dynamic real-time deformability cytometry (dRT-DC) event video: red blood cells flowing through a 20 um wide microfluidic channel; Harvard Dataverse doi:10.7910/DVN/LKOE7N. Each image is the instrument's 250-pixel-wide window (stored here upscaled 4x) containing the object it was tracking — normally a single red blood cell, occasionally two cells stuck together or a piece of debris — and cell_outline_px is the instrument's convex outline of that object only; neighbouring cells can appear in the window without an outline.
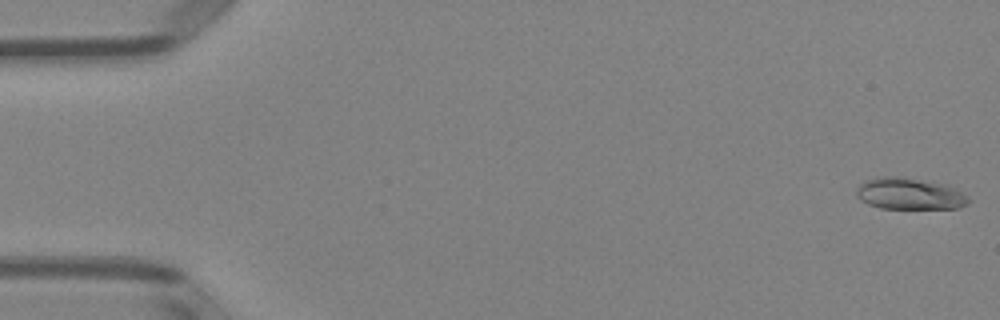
{"species": "Egyptian fruit bat (a non-hibernating species)", "species_latin": "Rousettus aegyptiacus", "temperature_condition": "room temperature", "stored_images_in_passage": 51, "camera_frame_rate_fps": 3000, "um_per_image_px": 0.085, "animal": {"sex": "female"}, "frame": {"image": 1, "passage_image": 1, "time_ms": 0.0, "image_size_px": [1000, 320], "cell_outline_px": [[972, 200], [968, 204], [956, 208], [880, 208], [868, 204], [860, 200], [856, 196], [856, 188], [864, 180], [876, 176], [904, 176], [948, 184]], "centroid_in_image_um": [77.28, 16.44], "position_along_channel_um": 7.7, "area_um2": 20.98}}
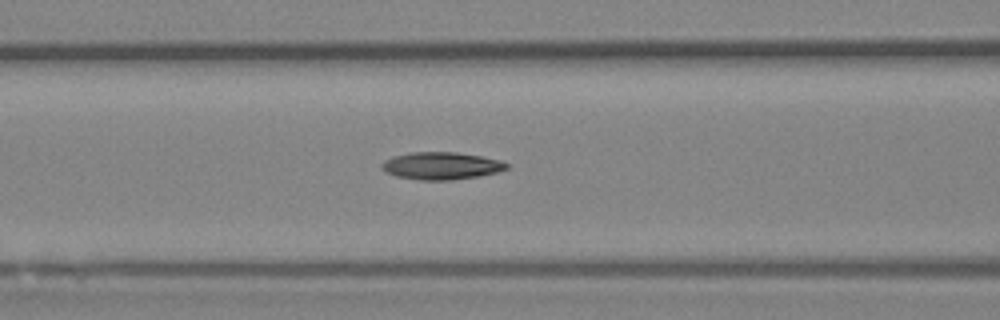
{"frame": {"image": 2, "passage_image": 21, "time_ms": 6.667, "image_size_px": [1000, 320], "cell_outline_px": [[512, 164], [508, 168], [496, 172], [480, 176], [452, 180], [420, 180], [396, 176], [384, 172], [380, 168], [380, 164], [384, 160], [408, 152], [456, 152], [480, 156], [500, 160]], "centroid_in_image_um": [37.5, 14.09], "position_along_channel_um": 129.1, "area_um2": 20.11}}
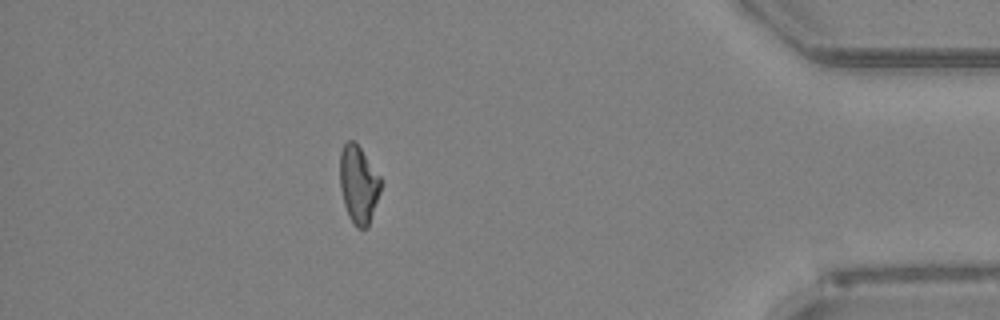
{"frame": {"image": 3, "passage_image": 45, "time_ms": 14.667, "image_size_px": [1000, 320], "cell_outline_px": [[380, 192], [368, 228], [356, 228], [348, 216], [344, 204], [340, 188], [340, 152], [344, 144], [348, 140], [356, 140], [380, 176]], "centroid_in_image_um": [30.46, 15.66], "position_along_channel_um": 404.7, "area_um2": 18.67}, "authors_computed_cell_mechanics": {"area_um2": 19.0162, "velocity_mm_per_s": 4.0016, "shape_relaxation_time_tau1_ms": 5.6591, "shape_relaxation_time_tau2_ms": 5.7002, "deformation_change_tau1": 0.1661, "deformation_change_tau2": 0.1432}}